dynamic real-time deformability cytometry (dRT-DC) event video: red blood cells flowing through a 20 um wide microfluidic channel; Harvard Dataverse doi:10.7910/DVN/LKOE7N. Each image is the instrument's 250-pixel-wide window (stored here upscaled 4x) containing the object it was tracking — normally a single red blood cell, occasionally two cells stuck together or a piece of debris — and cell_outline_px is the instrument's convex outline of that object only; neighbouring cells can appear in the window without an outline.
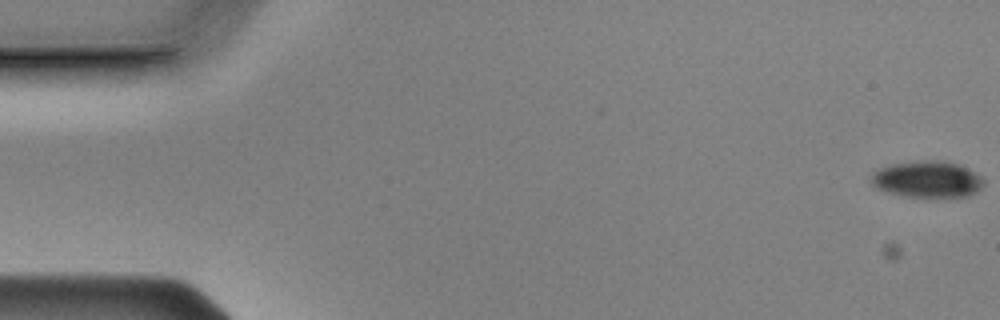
{"species": "Egyptian fruit bat (a non-hibernating species)", "species_latin": "Rousettus aegyptiacus", "temperature_condition": "cold", "stored_images_in_passage": 56, "camera_frame_rate_fps": 3000, "um_per_image_px": 0.085, "animal": {"sex": "male"}, "frame": {"image": 1, "passage_image": 1, "time_ms": 0.0, "image_size_px": [1000, 320], "cell_outline_px": [[984, 184], [976, 192], [968, 196], [904, 196], [888, 192], [876, 188], [872, 184], [872, 172], [880, 168], [892, 164], [924, 160], [944, 160], [960, 164], [980, 176], [984, 180]], "centroid_in_image_um": [78.82, 15.22], "position_along_channel_um": 6.2, "area_um2": 23.76}}
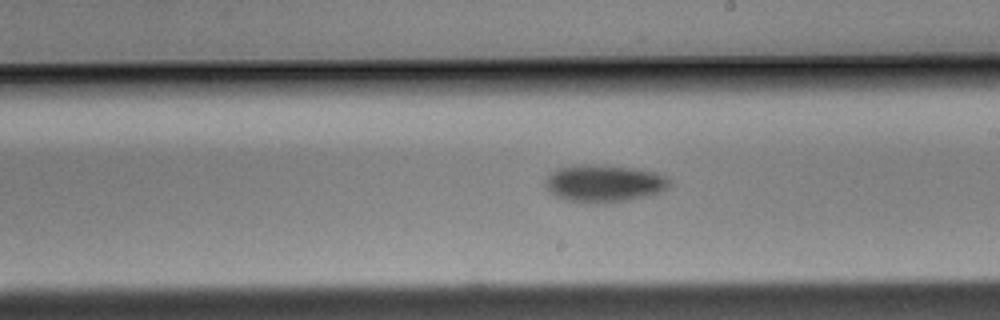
{"frame": {"image": 2, "passage_image": 32, "time_ms": 10.333, "image_size_px": [1000, 320], "cell_outline_px": [[672, 184], [668, 188], [660, 192], [648, 196], [632, 200], [596, 204], [592, 204], [568, 200], [556, 196], [548, 192], [544, 188], [544, 180], [552, 172], [560, 168], [580, 164], [604, 164], [632, 168], [656, 172], [668, 176], [672, 180]], "centroid_in_image_um": [51.38, 15.59], "position_along_channel_um": 237.6, "area_um2": 27.69}}
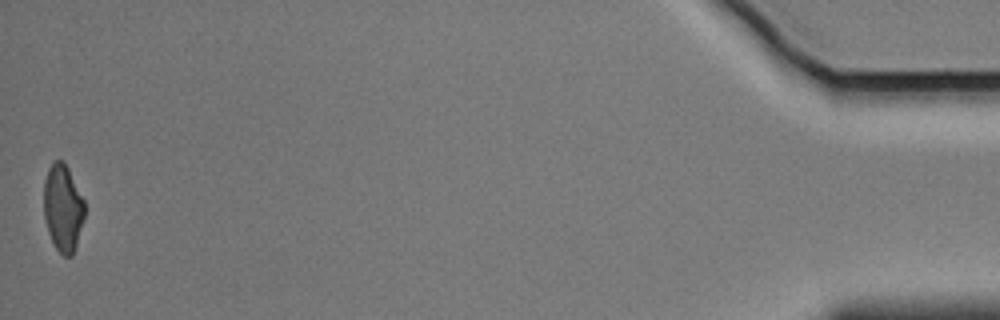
{"frame": {"image": 3, "passage_image": 56, "time_ms": 18.333, "image_size_px": [1000, 320], "cell_outline_px": [[84, 220], [72, 256], [64, 256], [56, 248], [48, 232], [44, 216], [44, 180], [48, 168], [56, 160], [64, 160], [84, 200]], "centroid_in_image_um": [5.34, 17.66], "position_along_channel_um": 429.9, "area_um2": 20.58}, "authors_computed_cell_mechanics": {"area_um2": 25.6343, "velocity_mm_per_s": 3.6068, "shape_relaxation_time_tau1_ms": 2.3652, "shape_relaxation_time_tau2_ms": null, "deformation_change_tau1": 0.0786, "deformation_change_tau2": null}}